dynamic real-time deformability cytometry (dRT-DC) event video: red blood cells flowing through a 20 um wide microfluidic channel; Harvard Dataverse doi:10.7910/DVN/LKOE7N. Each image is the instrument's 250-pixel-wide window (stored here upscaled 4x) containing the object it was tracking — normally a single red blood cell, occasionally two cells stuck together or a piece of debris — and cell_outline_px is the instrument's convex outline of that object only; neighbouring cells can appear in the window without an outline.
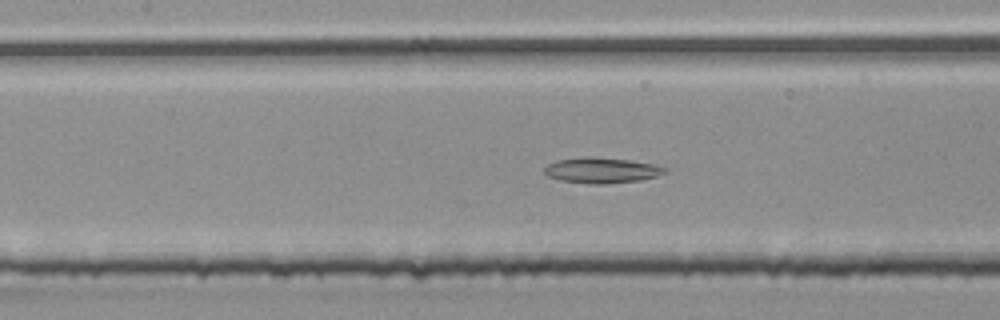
{"species": "common noctule bat (a hibernating species)", "species_latin": "Nyctalus noctula", "temperature_condition": "room temperature", "stored_images_in_passage": 56, "camera_frame_rate_fps": 3000, "um_per_image_px": 0.085, "animal": {"sex": "male", "body_mass_g": 20.4}, "frame": {"image": 1, "passage_image": 26, "time_ms": 8.333, "image_size_px": [1000, 320], "cell_outline_px": [[668, 172], [656, 176], [640, 180], [604, 184], [588, 184], [560, 180], [548, 176], [544, 172], [544, 168], [548, 164], [556, 160], [628, 160], [656, 164], [668, 168]], "centroid_in_image_um": [51.21, 14.54], "position_along_channel_um": 156.2, "area_um2": 16.99}}
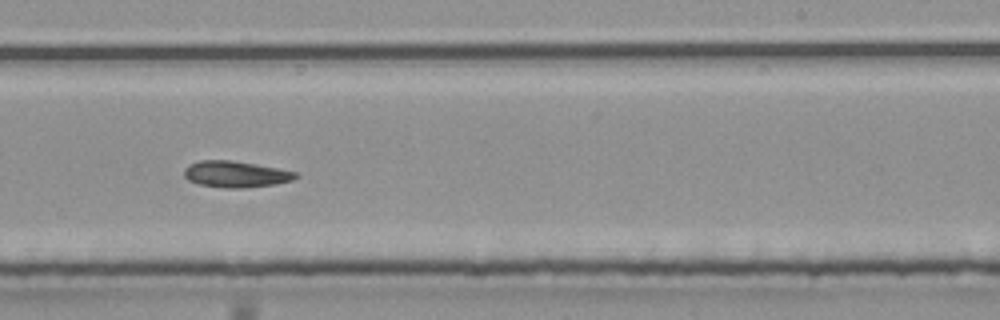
{"frame": {"image": 2, "passage_image": 35, "time_ms": 11.333, "image_size_px": [1000, 320], "cell_outline_px": [[300, 176], [292, 180], [276, 184], [248, 188], [224, 188], [200, 184], [188, 180], [184, 176], [184, 168], [188, 164], [200, 160], [232, 160], [256, 164], [296, 172]], "centroid_in_image_um": [20.03, 14.81], "position_along_channel_um": 269.0, "area_um2": 17.22}}
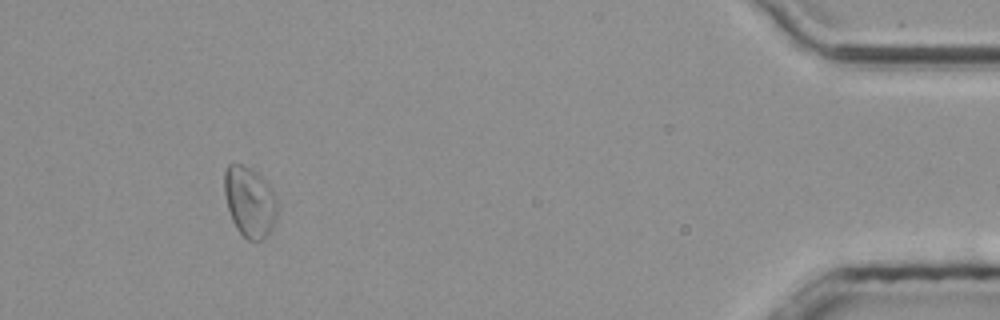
{"frame": {"image": 3, "passage_image": 52, "time_ms": 17.0, "image_size_px": [1000, 320], "cell_outline_px": [[280, 208], [276, 220], [272, 228], [260, 240], [248, 240], [236, 228], [232, 220], [224, 196], [224, 172], [228, 164], [240, 164], [248, 168], [260, 176], [268, 184], [276, 196]], "centroid_in_image_um": [21.24, 17.16], "position_along_channel_um": 414.0, "area_um2": 21.73}}